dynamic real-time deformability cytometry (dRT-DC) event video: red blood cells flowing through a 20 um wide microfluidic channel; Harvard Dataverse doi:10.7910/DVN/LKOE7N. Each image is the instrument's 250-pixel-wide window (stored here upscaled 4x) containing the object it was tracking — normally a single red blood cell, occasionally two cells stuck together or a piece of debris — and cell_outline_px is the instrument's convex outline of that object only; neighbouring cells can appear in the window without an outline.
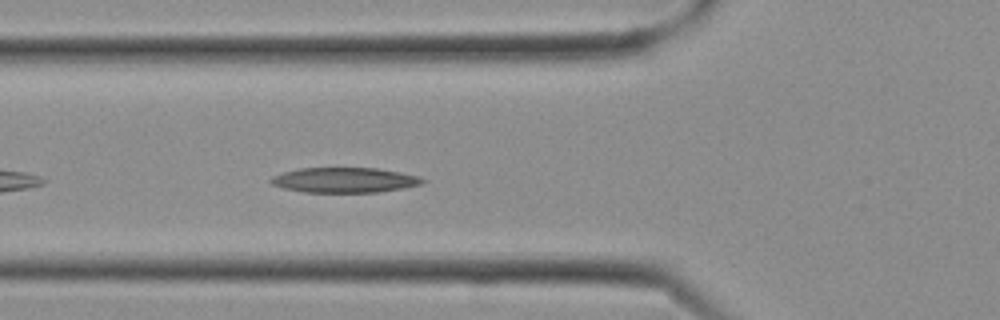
{"species": "Egyptian fruit bat (a non-hibernating species)", "species_latin": "Rousettus aegyptiacus", "temperature_condition": "cold", "stored_images_in_passage": 4, "camera_frame_rate_fps": 3000, "um_per_image_px": 0.085, "frame": {"image": 1, "passage_image": 4, "time_ms": 1.0, "image_size_px": [1000, 320], "cell_outline_px": [[428, 180], [420, 184], [404, 188], [376, 192], [304, 192], [284, 188], [272, 184], [268, 180], [272, 176], [284, 172], [300, 168], [376, 168], [400, 172], [420, 176]], "centroid_in_image_um": [29.3, 15.3], "position_along_channel_um": 96.5, "area_um2": 22.14}}